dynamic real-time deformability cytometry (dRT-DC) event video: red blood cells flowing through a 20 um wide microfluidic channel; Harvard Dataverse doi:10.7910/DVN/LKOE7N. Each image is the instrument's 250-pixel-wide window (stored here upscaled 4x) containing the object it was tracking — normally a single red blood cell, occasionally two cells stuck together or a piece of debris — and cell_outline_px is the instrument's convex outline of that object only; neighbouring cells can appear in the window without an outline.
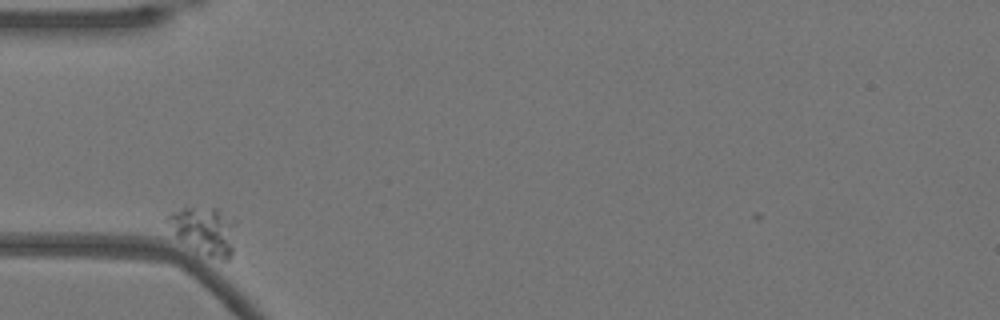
{"species": "Egyptian fruit bat (a non-hibernating species)", "species_latin": "Rousettus aegyptiacus", "temperature_condition": "warm", "stored_images_in_passage": 37, "camera_frame_rate_fps": 3000, "um_per_image_px": 0.085, "animal": {"sex": "female"}, "frame": {"image": 1, "passage_image": 1, "time_ms": 0.0, "image_size_px": [1000, 320], "cell_outline_px": [[236, 224], [232, 256], [228, 260], [220, 260], [196, 252], [176, 236], [168, 216], [172, 212], [184, 204], [220, 208], [236, 220]], "centroid_in_image_um": [17.44, 19.55], "position_along_channel_um": 67.6, "area_um2": 19.59}}
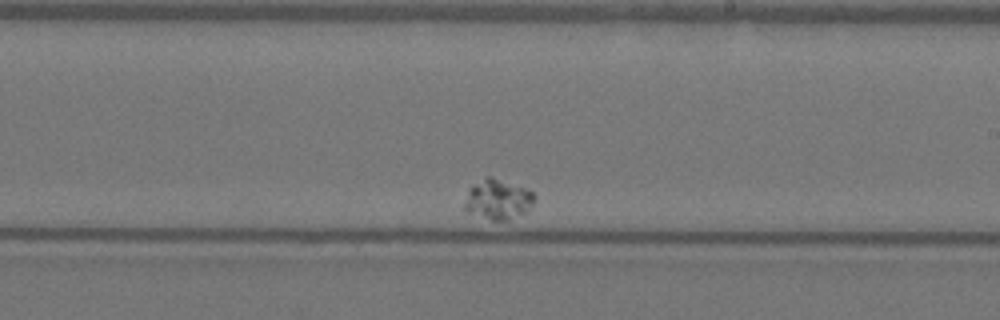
{"frame": {"image": 2, "passage_image": 22, "time_ms": 7.0, "image_size_px": [1000, 320], "cell_outline_px": [[536, 200], [532, 208], [528, 212], [508, 220], [492, 220], [464, 212], [464, 204], [468, 188], [484, 176], [492, 176], [524, 188], [532, 192], [536, 196]], "centroid_in_image_um": [42.32, 16.96], "position_along_channel_um": 246.7, "area_um2": 16.76}}
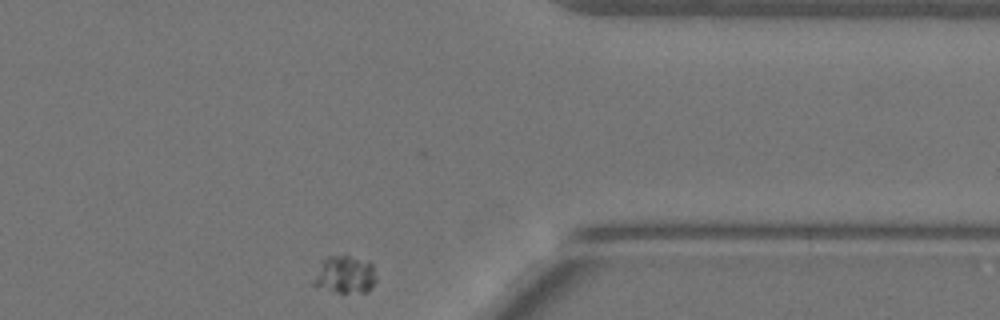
{"frame": {"image": 3, "passage_image": 37, "time_ms": 12.0, "image_size_px": [1000, 320], "cell_outline_px": [[376, 280], [368, 292], [336, 292], [312, 284], [312, 280], [320, 260], [328, 256], [348, 256], [372, 264], [376, 276]], "centroid_in_image_um": [29.28, 23.35], "position_along_channel_um": 382.1, "area_um2": 13.58}}